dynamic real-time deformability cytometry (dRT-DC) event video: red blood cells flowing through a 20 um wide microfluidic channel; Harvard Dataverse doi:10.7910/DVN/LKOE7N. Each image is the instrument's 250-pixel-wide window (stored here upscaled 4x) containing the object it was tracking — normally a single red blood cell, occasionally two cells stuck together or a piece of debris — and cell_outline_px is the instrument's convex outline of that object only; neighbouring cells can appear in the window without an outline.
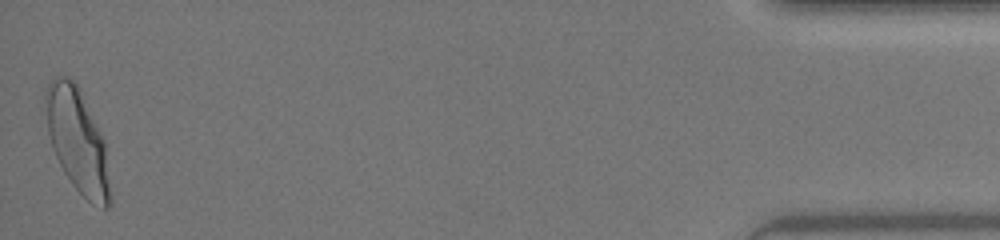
{"species": "human", "species_latin": "Homo sapiens", "temperature_condition": "warm", "stored_images_in_passage": 31, "camera_frame_rate_fps": 3000, "um_per_image_px": 0.085, "donor": {"sex": "female"}, "frame": {"image": 1, "passage_image": 31, "time_ms": 10.0, "image_size_px": [1000, 240], "cell_outline_px": [[112, 204], [108, 208], [104, 208], [88, 200], [72, 184], [64, 172], [52, 148], [48, 132], [44, 96], [44, 92], [48, 84], [56, 76], [64, 76], [72, 80], [80, 88], [104, 140], [112, 196]], "centroid_in_image_um": [6.59, 11.96], "position_along_channel_um": 428.6, "area_um2": 38.84}, "authors_computed_cell_mechanics": {"area_um2": 34.3332, "velocity_mm_per_s": 4.3834, "shape_relaxation_time_tau1_ms": 3.8876, "shape_relaxation_time_tau2_ms": null, "deformation_change_tau1": 0.1884, "deformation_change_tau2": null}}